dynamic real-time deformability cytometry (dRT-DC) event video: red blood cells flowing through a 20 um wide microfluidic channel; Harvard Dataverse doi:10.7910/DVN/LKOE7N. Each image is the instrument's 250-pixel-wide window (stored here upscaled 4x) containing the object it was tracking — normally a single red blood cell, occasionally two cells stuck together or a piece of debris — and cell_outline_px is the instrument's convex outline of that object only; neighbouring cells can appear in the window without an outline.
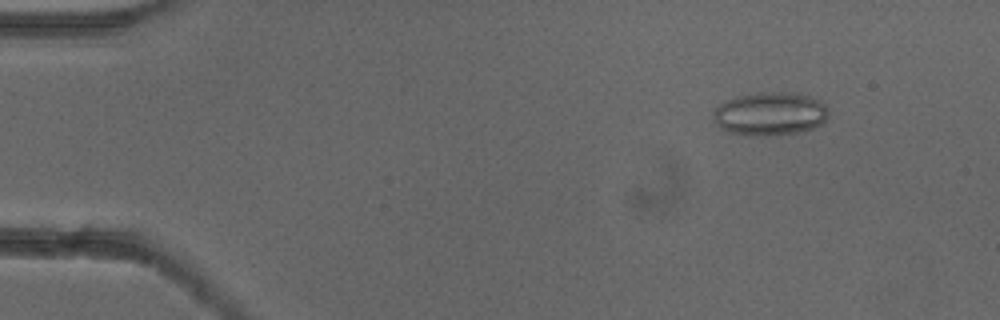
{"species": "common noctule bat (a hibernating species)", "species_latin": "Nyctalus noctula", "temperature_condition": "cold", "stored_images_in_passage": 45, "camera_frame_rate_fps": 3000, "um_per_image_px": 0.085, "animal": {"sex": "female"}, "frame": {"image": 1, "passage_image": 4, "time_ms": 1.0, "image_size_px": [1000, 320], "cell_outline_px": [[828, 116], [820, 124], [812, 128], [796, 132], [768, 136], [748, 136], [728, 132], [720, 128], [716, 124], [712, 116], [716, 108], [720, 104], [736, 96], [760, 92], [792, 92], [808, 96], [820, 100], [828, 108]], "centroid_in_image_um": [65.43, 9.67], "position_along_channel_um": 19.6, "area_um2": 29.19}}
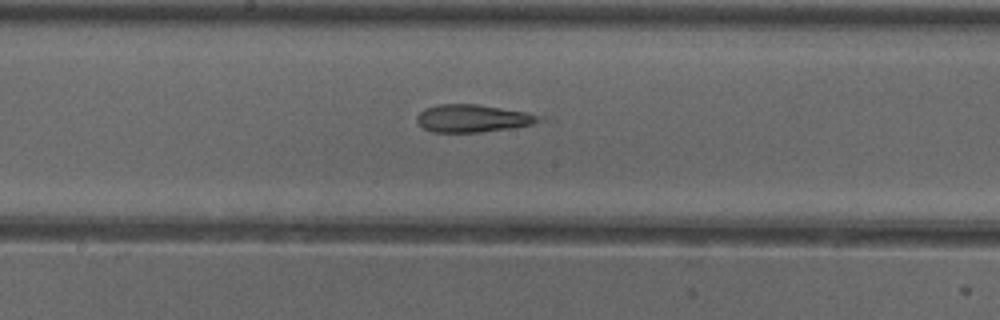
{"frame": {"image": 2, "passage_image": 26, "time_ms": 8.333, "image_size_px": [1000, 320], "cell_outline_px": [[544, 120], [532, 124], [512, 128], [480, 132], [432, 132], [424, 128], [416, 120], [416, 116], [424, 108], [440, 104], [480, 104], [524, 112], [544, 116]], "centroid_in_image_um": [40.2, 10.05], "position_along_channel_um": 208.0, "area_um2": 19.71}}
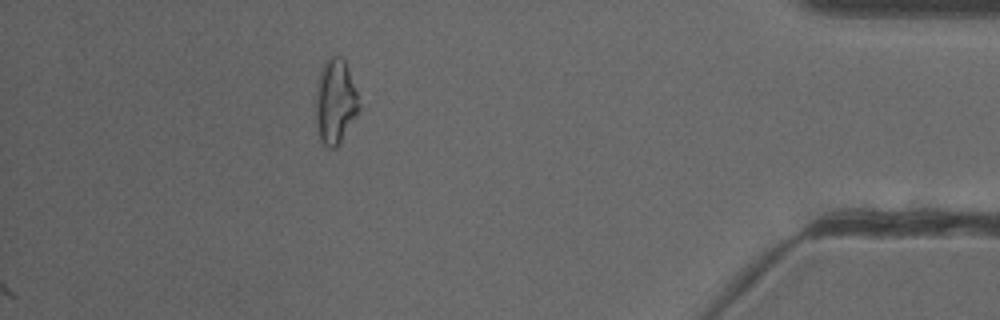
{"frame": {"image": 3, "passage_image": 45, "time_ms": 14.667, "image_size_px": [1000, 320], "cell_outline_px": [[360, 108], [356, 116], [340, 144], [336, 148], [328, 148], [320, 140], [316, 124], [316, 84], [324, 60], [328, 56], [340, 56], [344, 60], [356, 92], [360, 104]], "centroid_in_image_um": [28.48, 8.65], "position_along_channel_um": 406.7, "area_um2": 21.39}, "authors_computed_cell_mechanics": {"area_um2": 20.4034, "velocity_mm_per_s": 3.9148, "shape_relaxation_time_tau1_ms": null, "shape_relaxation_time_tau2_ms": 3.2577, "deformation_change_tau1": null, "deformation_change_tau2": 0.1453}}